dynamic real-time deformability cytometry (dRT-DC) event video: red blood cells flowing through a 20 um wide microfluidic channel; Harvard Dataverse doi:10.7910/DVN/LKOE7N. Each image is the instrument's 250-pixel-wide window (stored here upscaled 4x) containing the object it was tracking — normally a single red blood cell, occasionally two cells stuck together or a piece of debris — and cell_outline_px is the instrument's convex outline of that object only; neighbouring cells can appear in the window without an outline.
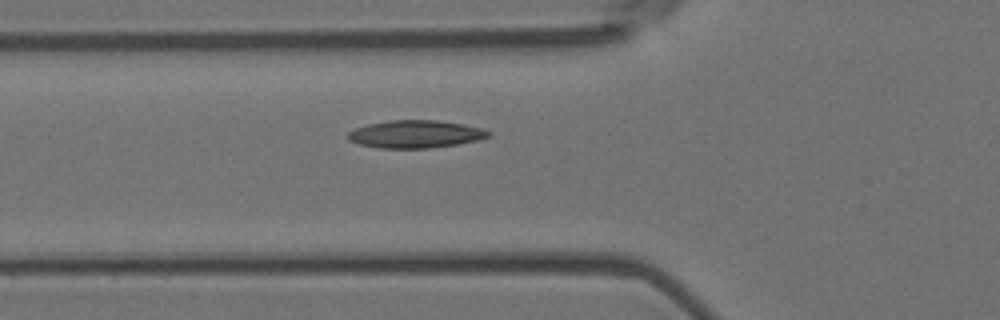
{"species": "Egyptian fruit bat (a non-hibernating species)", "species_latin": "Rousettus aegyptiacus", "temperature_condition": "room temperature", "stored_images_in_passage": 6, "camera_frame_rate_fps": 3000, "um_per_image_px": 0.085, "animal": {"sex": "female"}, "frame": {"image": 1, "passage_image": 6, "time_ms": 1.667, "image_size_px": [1000, 320], "cell_outline_px": [[492, 136], [480, 140], [456, 144], [428, 148], [380, 148], [356, 144], [348, 140], [344, 136], [348, 132], [356, 128], [368, 124], [392, 120], [436, 120], [464, 124], [480, 128], [492, 132]], "centroid_in_image_um": [35.3, 11.4], "position_along_channel_um": 90.5, "area_um2": 22.83}}